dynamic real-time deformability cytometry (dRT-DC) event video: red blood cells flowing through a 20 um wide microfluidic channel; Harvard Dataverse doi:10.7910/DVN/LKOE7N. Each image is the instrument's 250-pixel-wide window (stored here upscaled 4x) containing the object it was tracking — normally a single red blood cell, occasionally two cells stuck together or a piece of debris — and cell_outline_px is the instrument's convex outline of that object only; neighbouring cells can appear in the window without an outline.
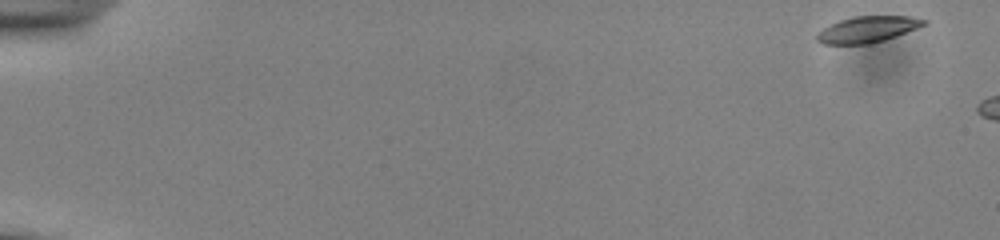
{"species": "common noctule bat (a hibernating species)", "species_latin": "Nyctalus noctula", "temperature_condition": "cold", "stored_images_in_passage": 6, "camera_frame_rate_fps": 3000, "um_per_image_px": 0.085, "animal": {"sex": "male", "body_mass_g": 13.0, "forearm_length_mm": 53.1}, "frame": {"image": 1, "passage_image": 1, "time_ms": 0.0, "image_size_px": [1000, 240], "cell_outline_px": [[928, 24], [896, 36], [884, 40], [868, 44], [824, 44], [816, 40], [816, 36], [824, 28], [840, 20], [856, 16], [908, 16], [928, 20]], "centroid_in_image_um": [73.79, 2.5], "position_along_channel_um": 11.2, "area_um2": 16.18}}